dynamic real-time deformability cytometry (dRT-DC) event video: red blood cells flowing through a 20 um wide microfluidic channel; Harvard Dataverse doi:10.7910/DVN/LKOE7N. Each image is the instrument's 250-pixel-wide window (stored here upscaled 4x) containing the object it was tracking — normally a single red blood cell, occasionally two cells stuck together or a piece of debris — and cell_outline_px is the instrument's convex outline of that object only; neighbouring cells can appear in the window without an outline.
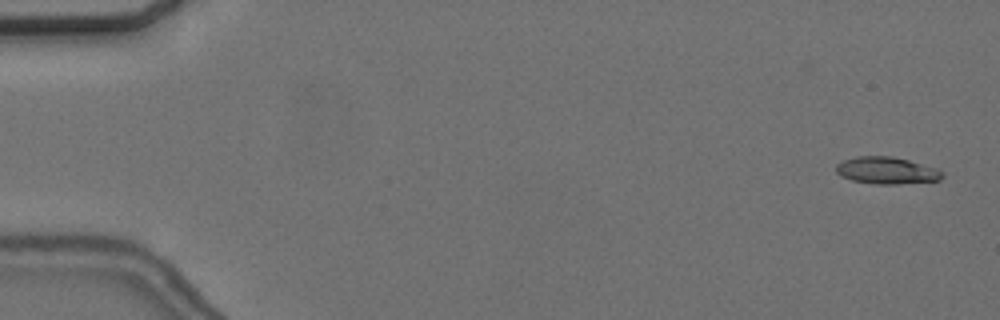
{"species": "common noctule bat (a hibernating species)", "species_latin": "Nyctalus noctula", "temperature_condition": "cold", "stored_images_in_passage": 56, "camera_frame_rate_fps": 3000, "um_per_image_px": 0.085, "animal": {"sex": "female", "body_mass_g": 24.6, "forearm_length_mm": 56.2}, "frame": {"image": 1, "passage_image": 2, "time_ms": 0.333, "image_size_px": [1000, 320], "cell_outline_px": [[944, 176], [940, 180], [896, 184], [876, 184], [852, 180], [840, 176], [836, 172], [836, 164], [844, 160], [856, 156], [892, 156], [908, 160], [936, 168], [944, 172]], "centroid_in_image_um": [75.36, 14.49], "position_along_channel_um": 9.6, "area_um2": 16.7}}
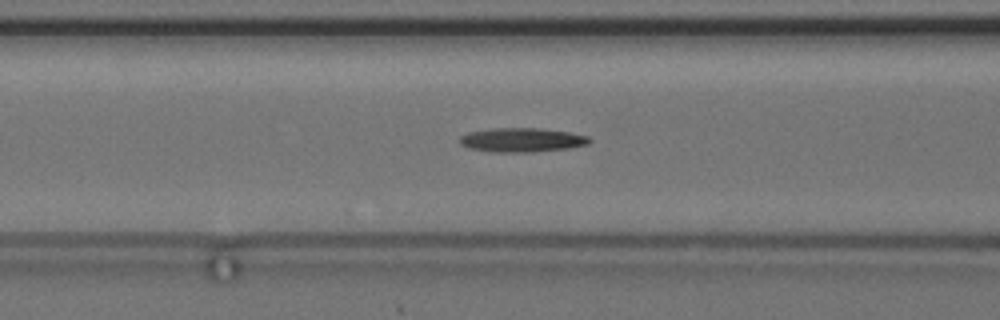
{"frame": {"image": 2, "passage_image": 23, "time_ms": 7.333, "image_size_px": [1000, 320], "cell_outline_px": [[592, 140], [588, 144], [568, 148], [532, 152], [488, 152], [468, 148], [460, 144], [460, 136], [468, 132], [492, 128], [536, 128], [568, 132], [588, 136]], "centroid_in_image_um": [44.32, 11.9], "position_along_channel_um": 122.3, "area_um2": 18.26}}
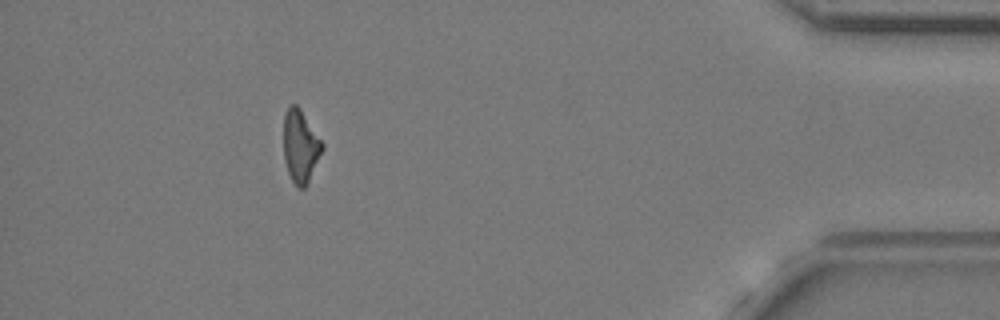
{"frame": {"image": 3, "passage_image": 51, "time_ms": 16.667, "image_size_px": [1000, 320], "cell_outline_px": [[324, 148], [304, 188], [296, 188], [288, 172], [284, 160], [284, 112], [288, 104], [296, 104], [300, 108], [324, 144]], "centroid_in_image_um": [25.52, 12.39], "position_along_channel_um": 409.7, "area_um2": 16.3}}